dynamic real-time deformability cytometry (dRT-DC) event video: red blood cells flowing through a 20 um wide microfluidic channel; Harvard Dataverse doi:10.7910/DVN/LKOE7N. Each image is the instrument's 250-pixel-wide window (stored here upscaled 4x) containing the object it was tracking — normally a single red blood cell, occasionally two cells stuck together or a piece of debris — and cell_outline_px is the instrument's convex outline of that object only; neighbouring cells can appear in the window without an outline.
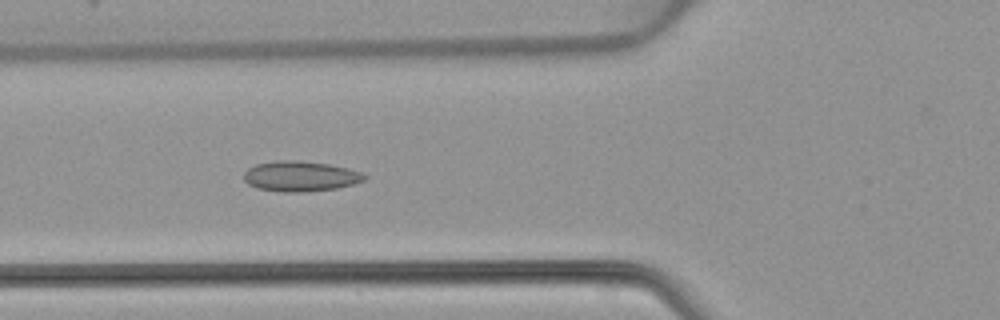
{"species": "common noctule bat (a hibernating species)", "species_latin": "Nyctalus noctula", "temperature_condition": "warm", "stored_images_in_passage": 48, "camera_frame_rate_fps": 3000, "um_per_image_px": 0.085, "animal": {"sex": "female", "body_mass_g": 22.7, "forearm_length_mm": 54.2}, "frame": {"image": 1, "passage_image": 18, "time_ms": 5.667, "image_size_px": [1000, 320], "cell_outline_px": [[368, 176], [364, 180], [352, 184], [336, 188], [300, 192], [284, 192], [256, 188], [248, 184], [244, 180], [244, 172], [248, 168], [256, 164], [276, 160], [296, 160], [328, 164], [348, 168], [364, 172]], "centroid_in_image_um": [25.53, 14.97], "position_along_channel_um": 100.3, "area_um2": 21.33}}
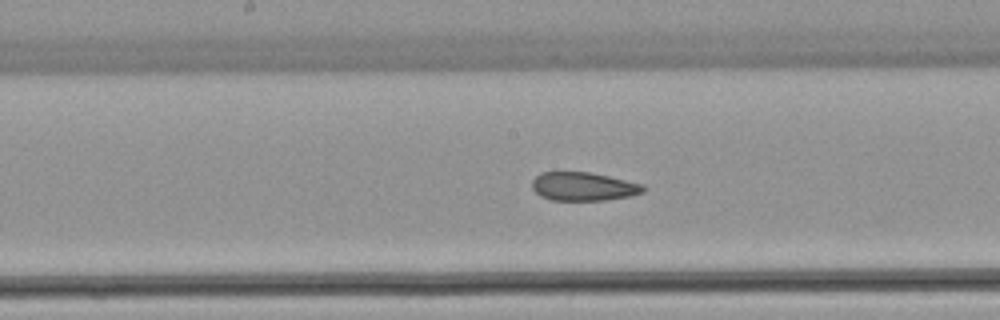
{"frame": {"image": 2, "passage_image": 25, "time_ms": 8.0, "image_size_px": [1000, 320], "cell_outline_px": [[648, 188], [644, 192], [632, 196], [604, 200], [552, 200], [540, 196], [532, 188], [532, 180], [540, 172], [588, 172], [608, 176], [644, 184]], "centroid_in_image_um": [49.62, 15.85], "position_along_channel_um": 198.6, "area_um2": 18.61}}
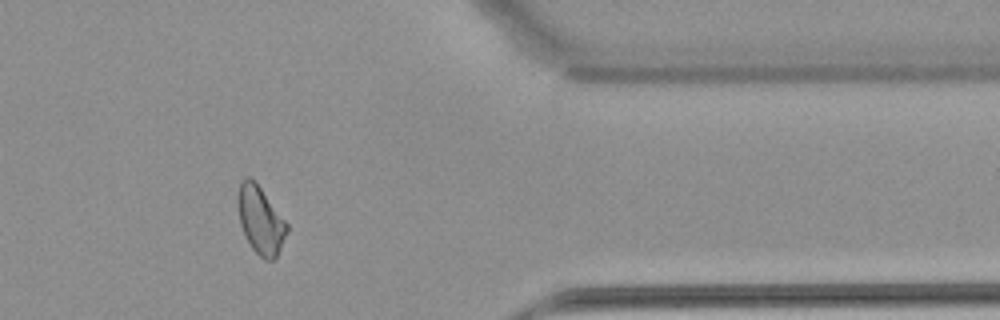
{"frame": {"image": 3, "passage_image": 40, "time_ms": 13.0, "image_size_px": [1000, 320], "cell_outline_px": [[288, 232], [276, 256], [272, 260], [264, 260], [252, 248], [240, 224], [236, 200], [236, 196], [240, 180], [248, 176], [256, 180], [288, 224]], "centroid_in_image_um": [22.12, 18.64], "position_along_channel_um": 389.3, "area_um2": 19.54}}